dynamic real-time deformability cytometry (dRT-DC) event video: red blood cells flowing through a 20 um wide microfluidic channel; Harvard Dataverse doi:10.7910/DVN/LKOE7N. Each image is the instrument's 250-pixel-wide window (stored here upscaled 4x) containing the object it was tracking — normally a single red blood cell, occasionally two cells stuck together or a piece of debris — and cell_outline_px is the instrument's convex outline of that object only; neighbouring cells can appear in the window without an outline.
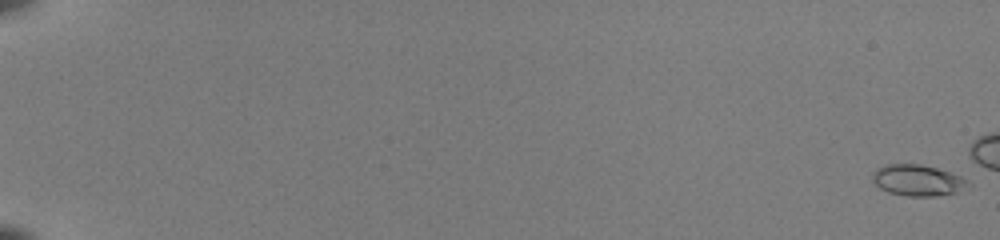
{"species": "common noctule bat (a hibernating species)", "species_latin": "Nyctalus noctula", "temperature_condition": "room temperature", "stored_images_in_passage": 24, "camera_frame_rate_fps": 3000, "um_per_image_px": 0.085, "animal": {"sex": "female", "body_mass_g": 22.0, "forearm_length_mm": 56.7}, "frame": {"image": 1, "passage_image": 1, "time_ms": 0.0, "image_size_px": [1000, 240], "cell_outline_px": [[972, 184], [956, 192], [936, 196], [908, 196], [888, 192], [880, 188], [872, 180], [872, 172], [876, 168], [888, 164], [920, 164], [936, 168], [960, 176], [968, 180]], "centroid_in_image_um": [77.98, 15.32], "position_along_channel_um": 7.0, "area_um2": 17.28}}